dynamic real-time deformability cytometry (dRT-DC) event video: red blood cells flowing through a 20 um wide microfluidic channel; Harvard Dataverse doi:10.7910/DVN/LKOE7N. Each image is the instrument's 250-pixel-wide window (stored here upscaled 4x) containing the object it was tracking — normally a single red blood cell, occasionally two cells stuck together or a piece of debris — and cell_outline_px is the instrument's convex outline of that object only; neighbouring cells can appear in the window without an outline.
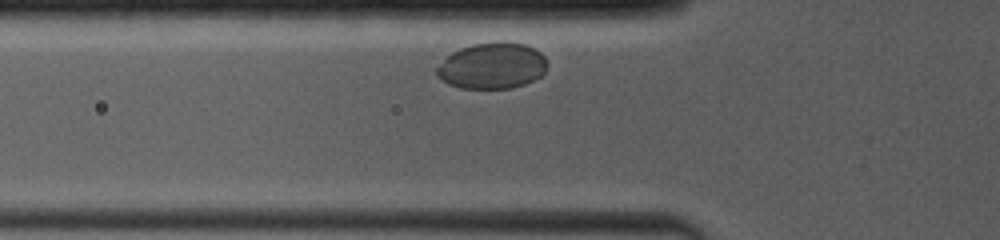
{"species": "common noctule bat (a hibernating species)", "species_latin": "Nyctalus noctula", "temperature_condition": "room temperature", "stored_images_in_passage": 9, "camera_frame_rate_fps": 4000, "um_per_image_px": 0.085, "animal": {"sex": "female", "body_mass_g": 19.0, "forearm_length_mm": 53.3}, "frame": {"image": 1, "passage_image": 4, "time_ms": 0.75, "image_size_px": [1000, 240], "cell_outline_px": [[548, 64], [544, 72], [540, 76], [524, 84], [512, 88], [460, 88], [448, 84], [436, 76], [436, 68], [452, 52], [460, 48], [472, 44], [496, 40], [504, 40], [524, 44], [540, 52], [544, 56]], "centroid_in_image_um": [41.83, 5.57], "position_along_channel_um": 84.0, "area_um2": 29.94}}
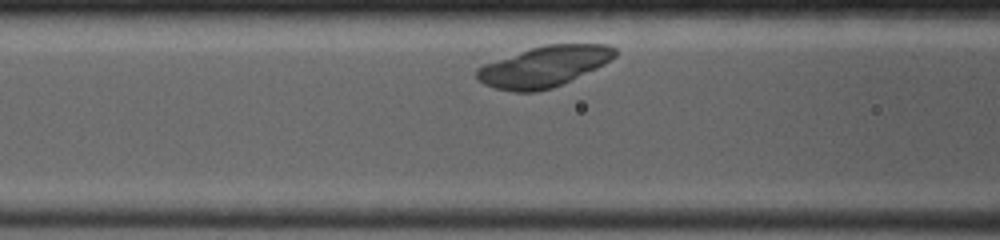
{"frame": {"image": 2, "passage_image": 8, "time_ms": 1.75, "image_size_px": [1000, 240], "cell_outline_px": [[616, 56], [604, 64], [596, 68], [552, 88], [536, 92], [512, 92], [496, 88], [484, 84], [476, 76], [476, 68], [484, 64], [544, 44], [608, 44], [616, 48]], "centroid_in_image_um": [46.24, 5.65], "position_along_channel_um": 120.4, "area_um2": 32.43}}